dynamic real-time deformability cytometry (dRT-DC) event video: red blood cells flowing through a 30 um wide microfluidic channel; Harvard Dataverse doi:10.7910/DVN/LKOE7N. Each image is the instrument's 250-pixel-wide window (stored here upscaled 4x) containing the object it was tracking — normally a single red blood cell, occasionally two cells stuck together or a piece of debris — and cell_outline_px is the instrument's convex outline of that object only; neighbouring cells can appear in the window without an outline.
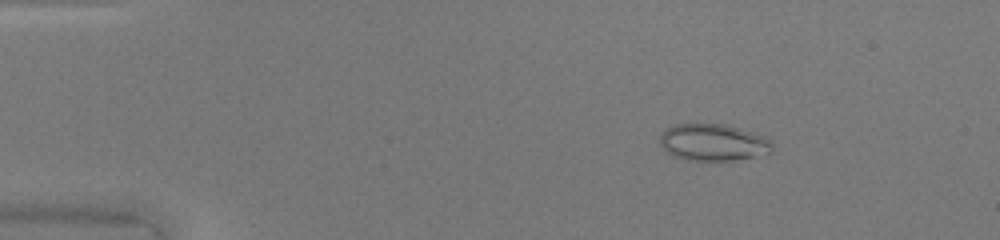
{"species": "common noctule bat (a hibernating species)", "species_latin": "Nyctalus noctula", "temperature_condition": "warm", "stored_images_in_passage": 49, "camera_frame_rate_fps": 3000, "um_per_image_px": 0.085, "animal": {"sex": "female", "body_mass_g": 20.0, "forearm_length_mm": 54.0}, "frame": {"image": 1, "passage_image": 8, "time_ms": 2.333, "image_size_px": [1000, 240], "cell_outline_px": [[772, 152], [732, 160], [688, 160], [672, 156], [660, 144], [660, 136], [668, 128], [676, 124], [724, 124], [740, 128], [768, 136], [772, 140]], "centroid_in_image_um": [60.66, 12.09], "position_along_channel_um": 24.3, "area_um2": 24.04}}
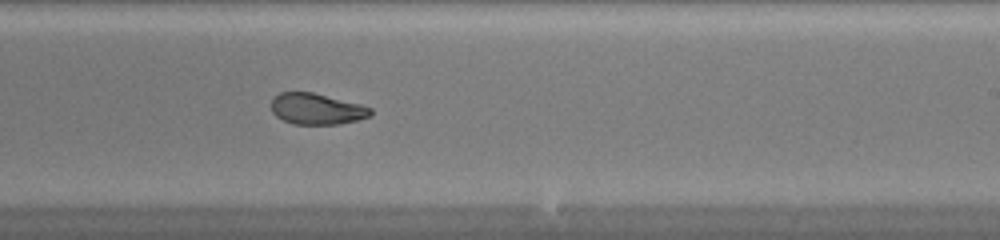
{"frame": {"image": 2, "passage_image": 31, "time_ms": 10.0, "image_size_px": [1000, 240], "cell_outline_px": [[372, 116], [356, 120], [336, 124], [292, 124], [276, 116], [272, 112], [272, 100], [280, 92], [312, 92], [360, 104], [372, 108]], "centroid_in_image_um": [26.92, 9.26], "position_along_channel_um": 262.1, "area_um2": 17.86}}
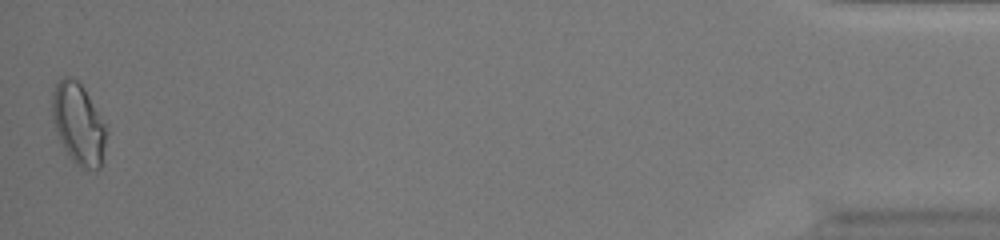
{"frame": {"image": 3, "passage_image": 49, "time_ms": 16.0, "image_size_px": [1000, 240], "cell_outline_px": [[108, 132], [100, 168], [80, 168], [68, 156], [60, 140], [52, 116], [52, 92], [56, 84], [64, 76], [72, 76], [84, 88], [104, 124]], "centroid_in_image_um": [6.66, 10.52], "position_along_channel_um": 428.5, "area_um2": 25.26}, "authors_computed_cell_mechanics": {"area_um2": 21.7328, "velocity_mm_per_s": 4.2592, "shape_relaxation_time_tau1_ms": null, "shape_relaxation_time_tau2_ms": 1.5641, "deformation_change_tau1": null, "deformation_change_tau2": 0.0737}}